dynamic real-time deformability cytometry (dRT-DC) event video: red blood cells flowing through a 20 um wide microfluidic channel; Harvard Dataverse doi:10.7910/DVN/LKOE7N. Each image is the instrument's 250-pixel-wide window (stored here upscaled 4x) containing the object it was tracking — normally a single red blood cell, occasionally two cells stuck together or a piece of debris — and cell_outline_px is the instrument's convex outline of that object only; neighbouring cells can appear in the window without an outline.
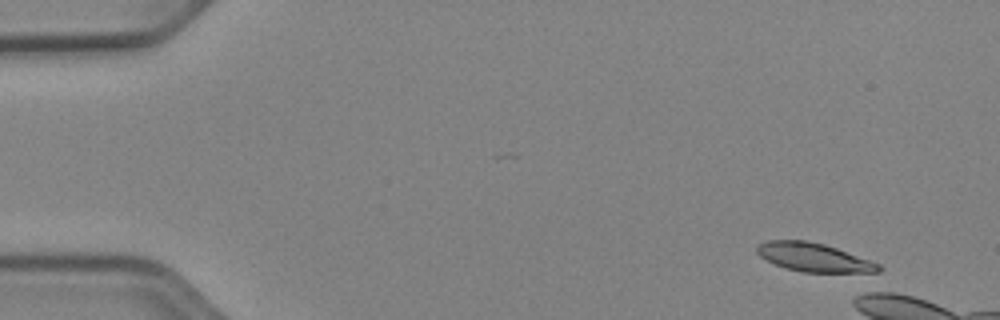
{"species": "Egyptian fruit bat (a non-hibernating species)", "species_latin": "Rousettus aegyptiacus", "temperature_condition": "cold", "stored_images_in_passage": 9, "camera_frame_rate_fps": 3000, "um_per_image_px": 0.085, "animal": {"sex": "female"}, "frame": {"image": 1, "passage_image": 1, "time_ms": 0.0, "image_size_px": [1000, 320], "cell_outline_px": [[884, 268], [880, 272], [872, 276], [868, 276], [804, 272], [784, 268], [760, 256], [756, 252], [756, 244], [768, 240], [804, 240], [824, 244], [836, 248], [880, 264]], "centroid_in_image_um": [69.33, 21.94], "position_along_channel_um": 15.7, "area_um2": 21.33}}